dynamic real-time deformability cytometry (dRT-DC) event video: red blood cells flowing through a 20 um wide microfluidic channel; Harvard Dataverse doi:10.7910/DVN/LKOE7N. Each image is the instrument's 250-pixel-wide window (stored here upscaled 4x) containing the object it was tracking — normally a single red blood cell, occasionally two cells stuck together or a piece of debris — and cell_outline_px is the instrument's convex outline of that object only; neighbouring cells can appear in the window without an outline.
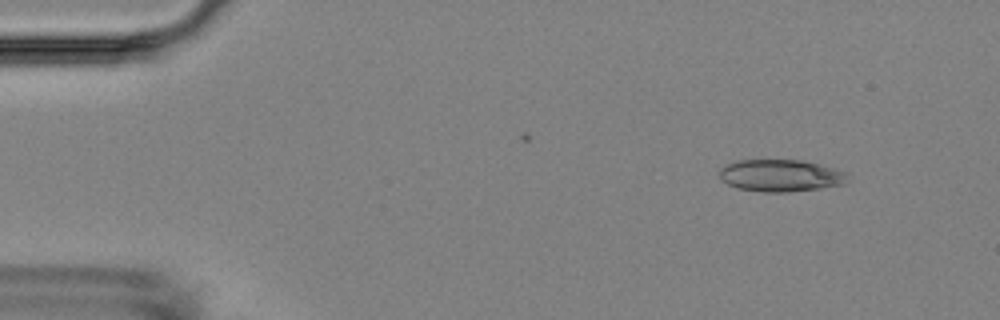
{"species": "Egyptian fruit bat (a non-hibernating species)", "species_latin": "Rousettus aegyptiacus", "temperature_condition": "room temperature", "stored_images_in_passage": 4, "camera_frame_rate_fps": 3000, "um_per_image_px": 0.085, "animal": {"sex": "female"}, "frame": {"image": 1, "passage_image": 2, "time_ms": 1.333, "image_size_px": [1000, 320], "cell_outline_px": [[848, 180], [844, 184], [820, 188], [788, 192], [764, 192], [736, 188], [720, 180], [720, 168], [736, 160], [800, 160], [848, 172]], "centroid_in_image_um": [66.34, 14.93], "position_along_channel_um": 18.7, "area_um2": 23.93}}